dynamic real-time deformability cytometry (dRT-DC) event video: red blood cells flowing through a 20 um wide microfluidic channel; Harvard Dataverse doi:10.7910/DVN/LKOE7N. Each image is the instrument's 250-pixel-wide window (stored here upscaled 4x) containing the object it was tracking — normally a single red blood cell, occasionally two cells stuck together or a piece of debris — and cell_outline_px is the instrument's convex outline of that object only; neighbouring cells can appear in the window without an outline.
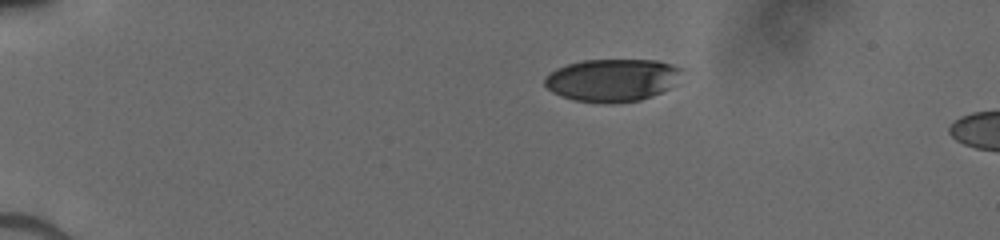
{"species": "human", "species_latin": "Homo sapiens", "temperature_condition": "cold", "stored_images_in_passage": 41, "camera_frame_rate_fps": 3000, "um_per_image_px": 0.085, "donor": {"sex": "male"}, "frame": {"image": 1, "passage_image": 1, "time_ms": 0.0, "image_size_px": [1000, 240], "cell_outline_px": [[680, 68], [668, 88], [652, 96], [640, 100], [612, 104], [608, 104], [572, 100], [560, 96], [552, 92], [544, 84], [544, 76], [548, 72], [556, 68], [568, 64], [584, 60], [656, 60], [672, 64]], "centroid_in_image_um": [51.91, 6.82], "position_along_channel_um": 33.1, "area_um2": 33.81}}
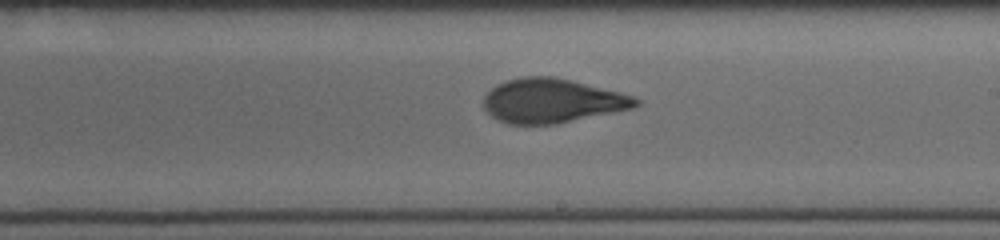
{"frame": {"image": 2, "passage_image": 22, "time_ms": 7.0, "image_size_px": [1000, 240], "cell_outline_px": [[640, 104], [632, 108], [556, 124], [508, 124], [492, 116], [484, 108], [484, 96], [496, 84], [508, 80], [524, 76], [556, 76], [636, 96], [640, 100]], "centroid_in_image_um": [46.94, 8.55], "position_along_channel_um": 242.1, "area_um2": 39.13}}
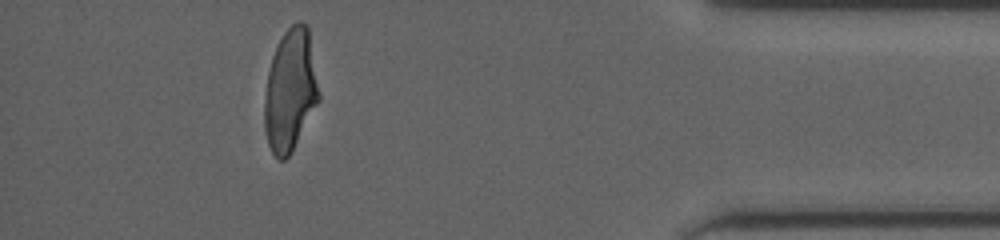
{"frame": {"image": 3, "passage_image": 37, "time_ms": 12.0, "image_size_px": [1000, 240], "cell_outline_px": [[320, 100], [288, 156], [284, 160], [276, 160], [268, 144], [264, 128], [264, 96], [268, 72], [272, 56], [284, 32], [292, 24], [300, 20], [308, 24], [320, 96]], "centroid_in_image_um": [24.67, 7.66], "position_along_channel_um": 410.5, "area_um2": 38.67}}